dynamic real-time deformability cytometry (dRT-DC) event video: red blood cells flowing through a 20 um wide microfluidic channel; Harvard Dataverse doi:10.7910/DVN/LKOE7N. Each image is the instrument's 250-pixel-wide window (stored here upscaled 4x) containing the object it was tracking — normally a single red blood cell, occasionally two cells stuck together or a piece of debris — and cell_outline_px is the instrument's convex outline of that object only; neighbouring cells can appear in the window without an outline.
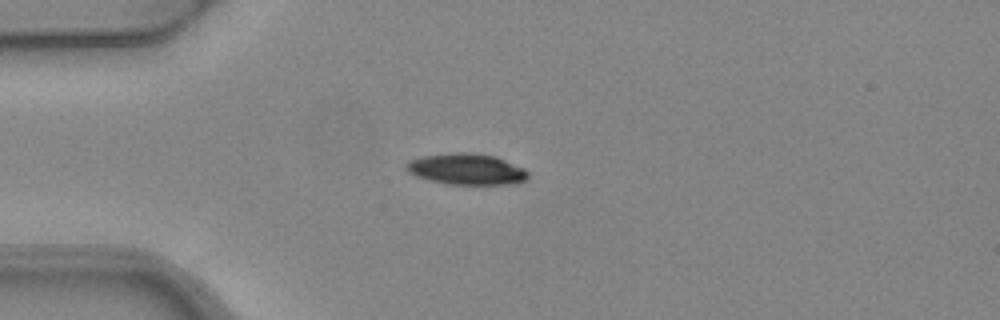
{"species": "common noctule bat (a hibernating species)", "species_latin": "Nyctalus noctula", "temperature_condition": "warm", "stored_images_in_passage": 7, "camera_frame_rate_fps": 3000, "um_per_image_px": 0.085, "animal": {"sex": "female", "body_mass_g": 24.6, "forearm_length_mm": 56.2}, "frame": {"image": 1, "passage_image": 5, "time_ms": 1.333, "image_size_px": [1000, 320], "cell_outline_px": [[528, 180], [516, 184], [448, 184], [428, 180], [416, 176], [408, 172], [404, 168], [412, 160], [424, 156], [452, 152], [468, 152], [496, 156], [524, 168], [528, 172]], "centroid_in_image_um": [39.7, 14.38], "position_along_channel_um": 45.3, "area_um2": 22.14}}
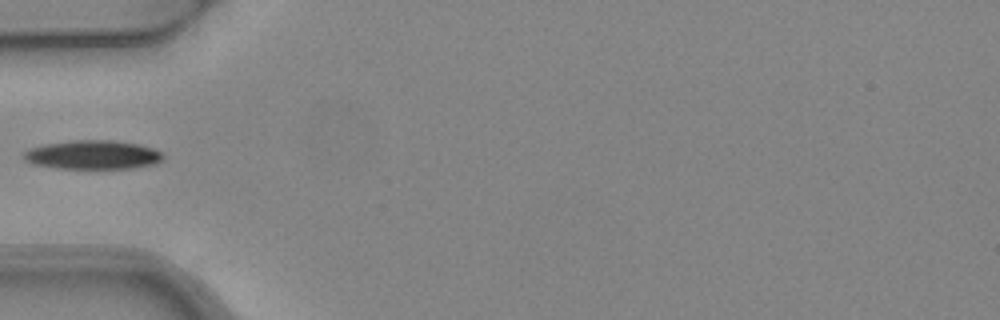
{"frame": {"image": 2, "passage_image": 6, "time_ms": 1.667, "image_size_px": [1000, 320], "cell_outline_px": [[164, 160], [156, 164], [136, 168], [56, 168], [32, 164], [24, 160], [24, 152], [32, 148], [44, 144], [76, 140], [112, 140], [140, 144], [152, 148], [160, 152], [164, 156]], "centroid_in_image_um": [7.93, 13.16], "position_along_channel_um": 77.1, "area_um2": 23.52}}
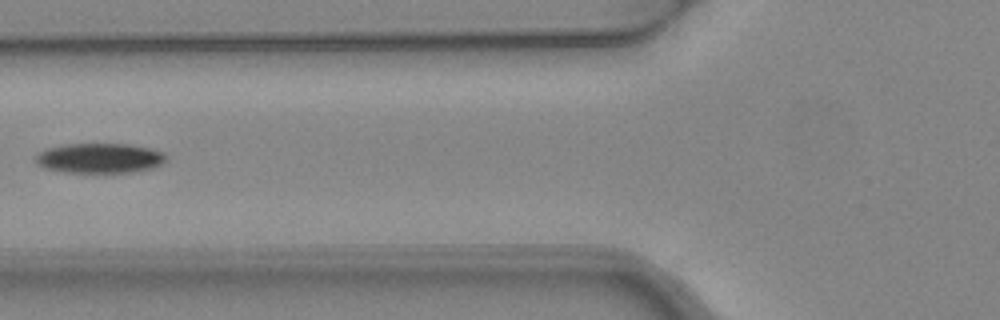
{"frame": {"image": 3, "passage_image": 7, "time_ms": 2.0, "image_size_px": [1000, 320], "cell_outline_px": [[168, 160], [152, 168], [132, 172], [64, 172], [44, 168], [36, 164], [36, 156], [40, 152], [48, 148], [64, 144], [132, 144], [152, 148], [164, 152], [168, 156]], "centroid_in_image_um": [8.52, 13.43], "position_along_channel_um": 117.3, "area_um2": 22.89}}